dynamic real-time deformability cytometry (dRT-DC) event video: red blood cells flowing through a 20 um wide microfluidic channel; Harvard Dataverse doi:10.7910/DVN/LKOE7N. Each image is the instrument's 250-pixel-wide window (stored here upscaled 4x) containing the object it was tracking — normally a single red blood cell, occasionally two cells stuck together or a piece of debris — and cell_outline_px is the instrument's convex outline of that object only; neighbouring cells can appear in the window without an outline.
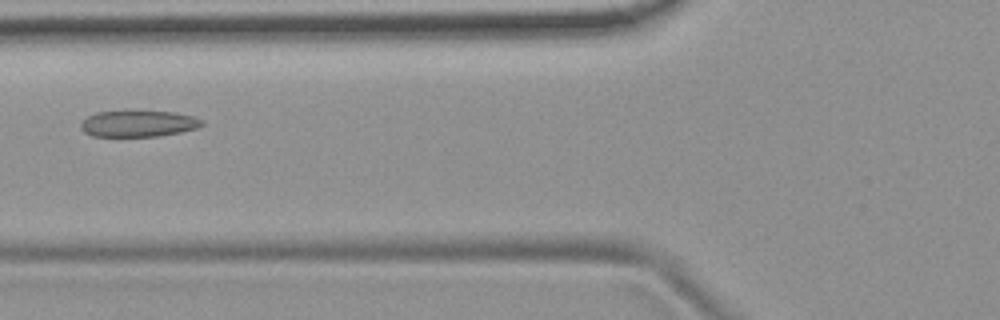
{"species": "common noctule bat (a hibernating species)", "species_latin": "Nyctalus noctula", "temperature_condition": "room temperature", "stored_images_in_passage": 7, "camera_frame_rate_fps": 3000, "um_per_image_px": 0.085, "animal": {"sex": "female", "body_mass_g": 19.9}, "frame": {"image": 1, "passage_image": 5, "time_ms": 4.667, "image_size_px": [1000, 320], "cell_outline_px": [[204, 124], [196, 128], [180, 132], [160, 136], [92, 136], [84, 132], [80, 128], [80, 124], [88, 116], [96, 112], [176, 112], [192, 116], [204, 120]], "centroid_in_image_um": [11.77, 10.52], "position_along_channel_um": 114.0, "area_um2": 18.32}}
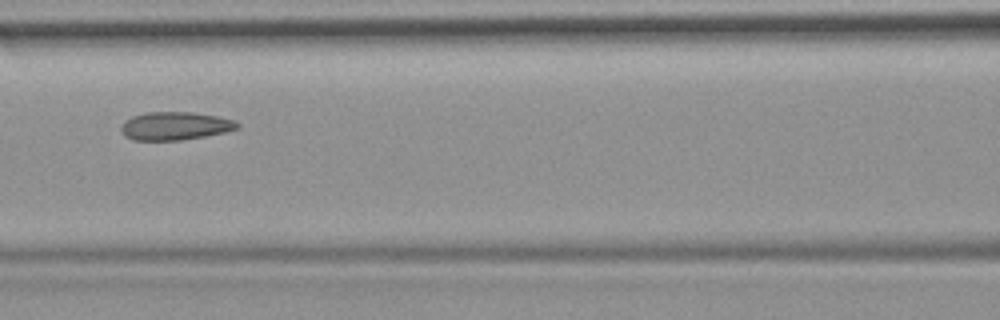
{"frame": {"image": 2, "passage_image": 6, "time_ms": 5.667, "image_size_px": [1000, 320], "cell_outline_px": [[240, 128], [224, 132], [204, 136], [180, 140], [132, 140], [124, 136], [120, 128], [124, 120], [132, 116], [148, 112], [196, 112], [236, 120], [240, 124]], "centroid_in_image_um": [14.88, 10.7], "position_along_channel_um": 151.7, "area_um2": 19.19}}
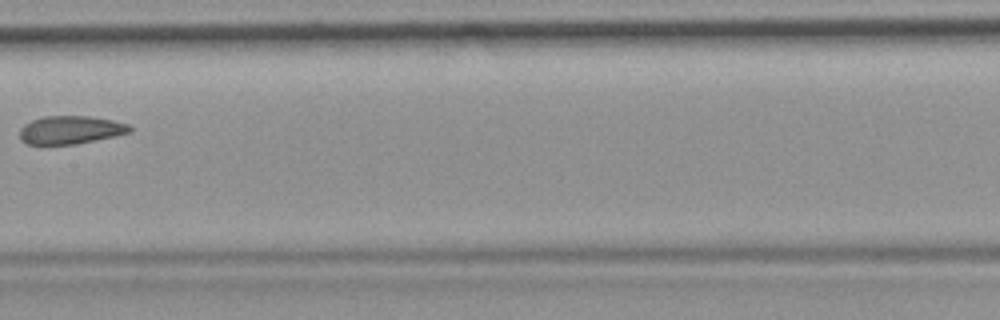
{"frame": {"image": 3, "passage_image": 7, "time_ms": 7.0, "image_size_px": [1000, 320], "cell_outline_px": [[132, 132], [76, 144], [28, 144], [20, 140], [20, 128], [24, 124], [32, 120], [44, 116], [88, 116], [112, 120], [128, 124], [132, 128]], "centroid_in_image_um": [5.98, 11.04], "position_along_channel_um": 201.4, "area_um2": 17.98}}